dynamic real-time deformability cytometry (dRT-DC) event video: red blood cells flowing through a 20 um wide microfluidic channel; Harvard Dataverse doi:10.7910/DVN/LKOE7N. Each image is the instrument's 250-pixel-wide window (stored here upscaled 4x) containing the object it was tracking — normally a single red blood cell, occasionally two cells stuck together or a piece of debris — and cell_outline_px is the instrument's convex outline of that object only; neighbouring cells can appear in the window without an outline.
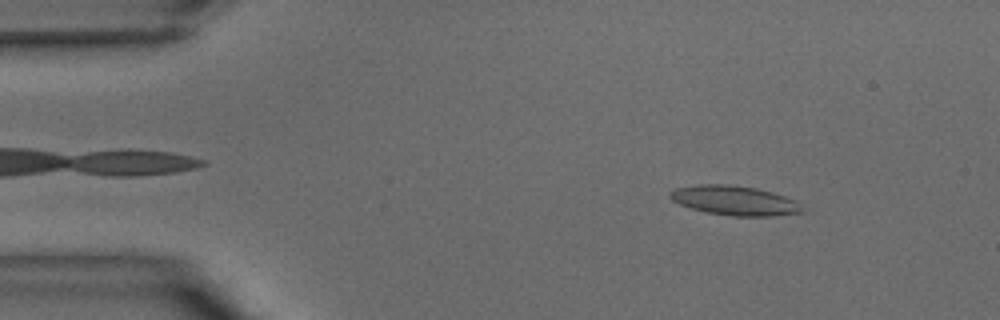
{"species": "common noctule bat (a hibernating species)", "species_latin": "Nyctalus noctula", "temperature_condition": "warm", "stored_images_in_passage": 39, "camera_frame_rate_fps": 3000, "um_per_image_px": 0.085, "animal": {"sex": "male", "body_mass_g": 15.6}, "frame": {"image": 1, "passage_image": 5, "time_ms": 1.333, "image_size_px": [1000, 320], "cell_outline_px": [[804, 212], [772, 216], [732, 216], [708, 212], [692, 208], [680, 204], [672, 200], [668, 196], [668, 192], [676, 188], [700, 184], [728, 184], [756, 188], [772, 192], [796, 200]], "centroid_in_image_um": [62.43, 17.04], "position_along_channel_um": 22.6, "area_um2": 22.6}}
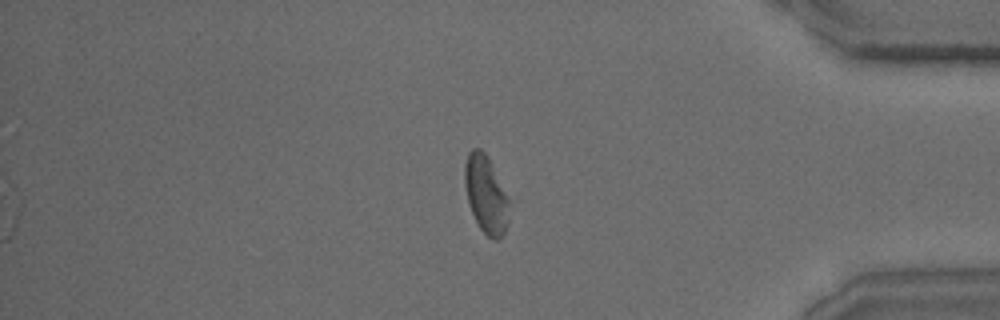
{"frame": {"image": 2, "passage_image": 33, "time_ms": 10.667, "image_size_px": [1000, 320], "cell_outline_px": [[508, 224], [504, 232], [496, 240], [492, 240], [480, 228], [468, 204], [464, 184], [464, 164], [468, 152], [472, 148], [480, 148], [488, 156], [508, 200]], "centroid_in_image_um": [41.26, 16.5], "position_along_channel_um": 393.9, "area_um2": 19.83}}
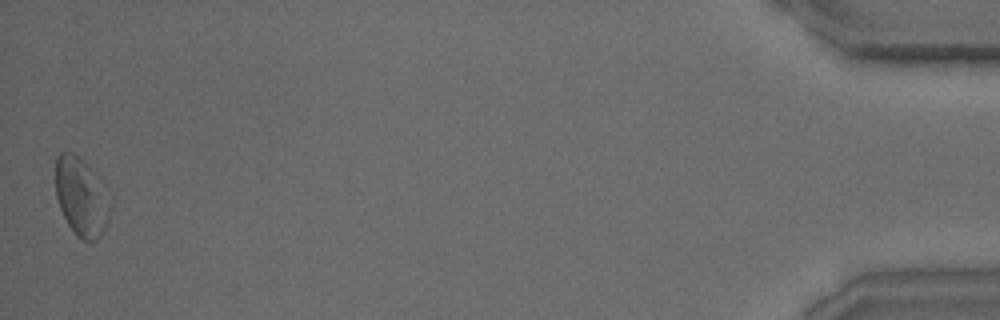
{"frame": {"image": 3, "passage_image": 39, "time_ms": 12.667, "image_size_px": [1000, 320], "cell_outline_px": [[108, 216], [104, 228], [100, 236], [96, 240], [84, 240], [68, 224], [60, 208], [56, 196], [56, 156], [60, 152], [72, 152], [84, 160], [88, 164], [92, 172]], "centroid_in_image_um": [6.76, 16.7], "position_along_channel_um": 428.4, "area_um2": 22.83}}